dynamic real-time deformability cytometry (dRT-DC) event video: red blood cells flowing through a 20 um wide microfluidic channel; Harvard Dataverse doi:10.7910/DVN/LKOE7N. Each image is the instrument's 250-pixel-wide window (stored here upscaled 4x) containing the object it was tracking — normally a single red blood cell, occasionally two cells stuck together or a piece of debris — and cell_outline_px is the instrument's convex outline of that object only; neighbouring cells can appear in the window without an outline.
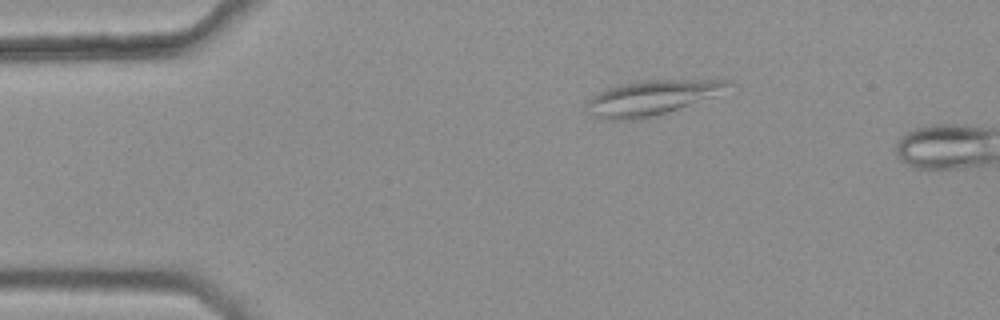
{"species": "common noctule bat (a hibernating species)", "species_latin": "Nyctalus noctula", "temperature_condition": "warm", "stored_images_in_passage": 3, "camera_frame_rate_fps": 3000, "um_per_image_px": 0.085, "animal": {"sex": "female", "body_mass_g": 25.1}, "frame": {"image": 1, "passage_image": 1, "time_ms": 0.0, "image_size_px": [1000, 320], "cell_outline_px": [[732, 84], [712, 96], [656, 116], [640, 120], [600, 120], [592, 116], [588, 112], [584, 104], [592, 96], [616, 84], [640, 80], [728, 80]], "centroid_in_image_um": [55.24, 8.33], "position_along_channel_um": 29.8, "area_um2": 28.61}}